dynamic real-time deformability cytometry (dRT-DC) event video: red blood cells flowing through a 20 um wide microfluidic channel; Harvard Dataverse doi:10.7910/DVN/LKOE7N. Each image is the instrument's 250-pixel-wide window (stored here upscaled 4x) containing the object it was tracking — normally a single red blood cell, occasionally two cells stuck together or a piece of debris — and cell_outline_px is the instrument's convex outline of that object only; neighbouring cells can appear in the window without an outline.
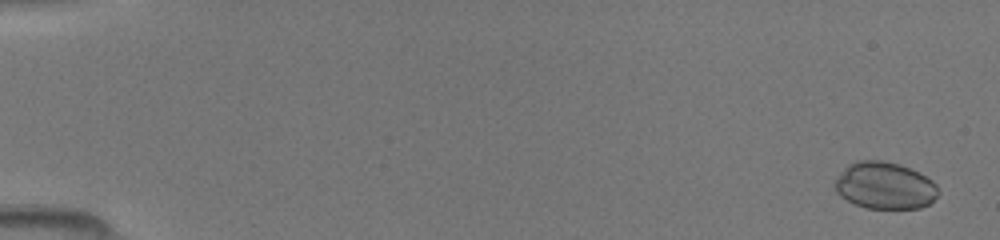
{"species": "common noctule bat (a hibernating species)", "species_latin": "Nyctalus noctula", "temperature_condition": "room temperature", "stored_images_in_passage": 49, "camera_frame_rate_fps": 3000, "um_per_image_px": 0.085, "animal": {"sex": "female", "body_mass_g": 19.5, "forearm_length_mm": 54.1}, "frame": {"image": 1, "passage_image": 2, "time_ms": 0.333, "image_size_px": [1000, 240], "cell_outline_px": [[940, 192], [928, 204], [920, 208], [868, 208], [856, 204], [840, 196], [836, 192], [832, 184], [844, 168], [848, 164], [856, 160], [884, 160], [900, 164], [932, 180], [936, 184]], "centroid_in_image_um": [75.17, 15.76], "position_along_channel_um": 9.8, "area_um2": 28.26}}
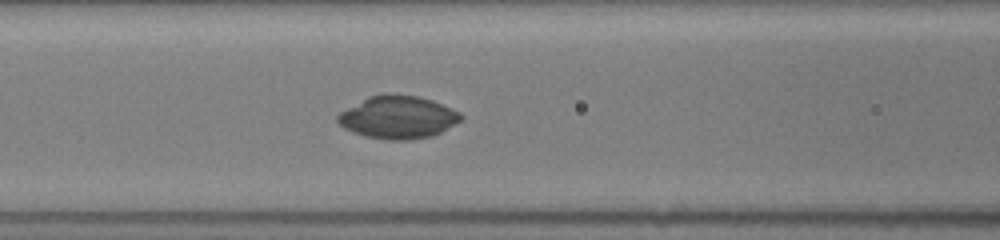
{"frame": {"image": 2, "passage_image": 22, "time_ms": 7.0, "image_size_px": [1000, 240], "cell_outline_px": [[464, 116], [460, 120], [440, 132], [432, 136], [412, 140], [388, 140], [364, 136], [352, 132], [344, 128], [336, 120], [336, 116], [340, 112], [368, 96], [384, 92], [388, 92], [420, 96], [432, 100], [452, 108], [460, 112]], "centroid_in_image_um": [33.8, 9.95], "position_along_channel_um": 132.8, "area_um2": 31.04}}
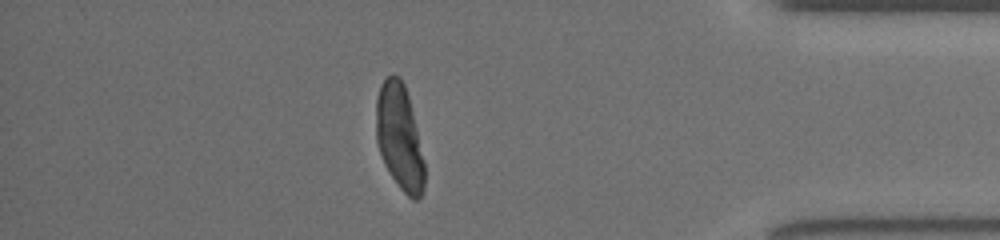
{"frame": {"image": 3, "passage_image": 43, "time_ms": 14.0, "image_size_px": [1000, 240], "cell_outline_px": [[424, 188], [420, 196], [416, 200], [412, 200], [400, 188], [384, 164], [376, 140], [376, 96], [380, 84], [392, 72], [400, 76], [404, 84], [408, 96], [424, 160]], "centroid_in_image_um": [33.93, 11.63], "position_along_channel_um": 401.3, "area_um2": 29.65}}